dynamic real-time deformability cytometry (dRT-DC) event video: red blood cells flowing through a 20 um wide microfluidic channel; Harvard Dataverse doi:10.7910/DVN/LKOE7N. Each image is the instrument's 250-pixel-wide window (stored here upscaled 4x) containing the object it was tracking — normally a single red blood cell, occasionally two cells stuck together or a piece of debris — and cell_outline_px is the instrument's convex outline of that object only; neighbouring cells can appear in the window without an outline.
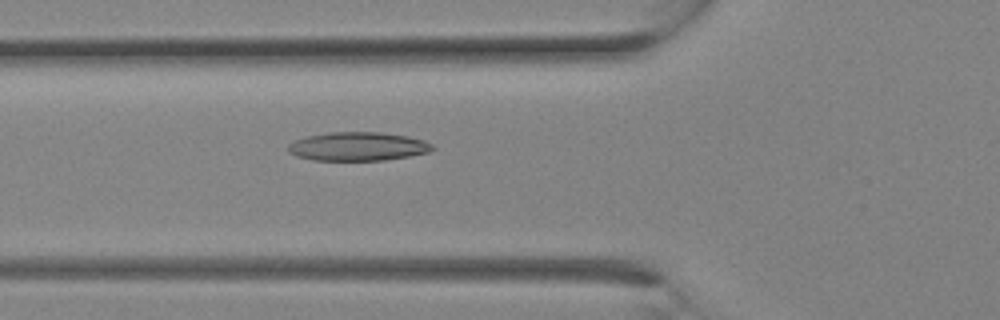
{"species": "Egyptian fruit bat (a non-hibernating species)", "species_latin": "Rousettus aegyptiacus", "temperature_condition": "room temperature", "stored_images_in_passage": 10, "camera_frame_rate_fps": 3000, "um_per_image_px": 0.085, "animal": {"sex": "female"}, "frame": {"image": 1, "passage_image": 10, "time_ms": 3.0, "image_size_px": [1000, 320], "cell_outline_px": [[436, 148], [428, 152], [408, 156], [384, 160], [312, 160], [296, 156], [288, 152], [288, 144], [296, 140], [308, 136], [332, 132], [380, 132], [408, 136], [424, 140], [432, 144]], "centroid_in_image_um": [30.43, 12.45], "position_along_channel_um": 95.4, "area_um2": 24.04}}